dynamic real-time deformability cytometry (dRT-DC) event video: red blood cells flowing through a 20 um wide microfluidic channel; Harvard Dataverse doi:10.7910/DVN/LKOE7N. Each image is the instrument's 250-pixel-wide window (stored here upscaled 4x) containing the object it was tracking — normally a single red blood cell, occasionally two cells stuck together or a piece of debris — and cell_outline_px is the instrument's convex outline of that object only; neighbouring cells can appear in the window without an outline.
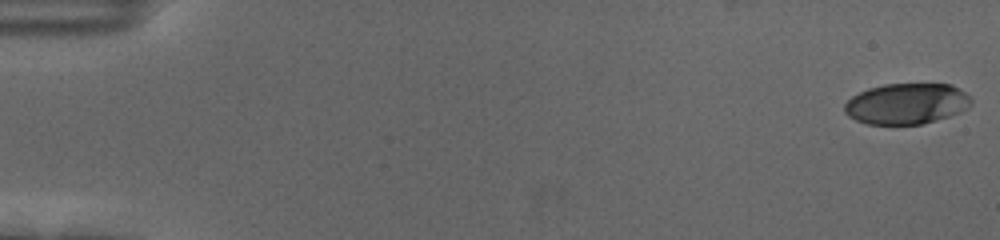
{"species": "human", "species_latin": "Homo sapiens", "temperature_condition": "cold", "stored_images_in_passage": 58, "camera_frame_rate_fps": 3000, "um_per_image_px": 0.085, "donor": {"sex": "female"}, "frame": {"image": 1, "passage_image": 1, "time_ms": 0.0, "image_size_px": [1000, 240], "cell_outline_px": [[972, 104], [968, 108], [960, 112], [936, 120], [920, 124], [868, 124], [856, 120], [848, 116], [844, 112], [844, 104], [852, 96], [868, 88], [884, 84], [952, 84], [964, 92], [972, 100]], "centroid_in_image_um": [77.05, 8.81], "position_along_channel_um": 7.9, "area_um2": 30.11}}
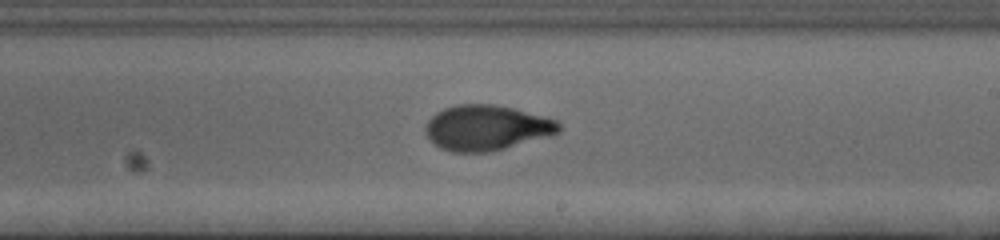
{"frame": {"image": 2, "passage_image": 35, "time_ms": 11.333, "image_size_px": [1000, 240], "cell_outline_px": [[560, 132], [548, 136], [504, 148], [488, 152], [452, 152], [440, 148], [424, 132], [424, 128], [428, 120], [436, 112], [444, 108], [456, 104], [496, 104], [544, 116], [556, 120], [560, 124]], "centroid_in_image_um": [41.33, 10.85], "position_along_channel_um": 247.7, "area_um2": 35.03}}
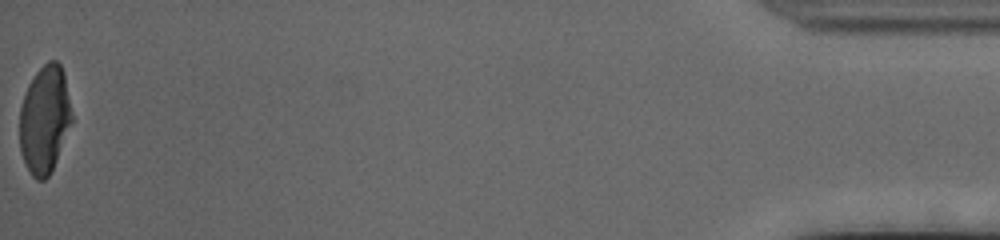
{"frame": {"image": 3, "passage_image": 58, "time_ms": 19.0, "image_size_px": [1000, 240], "cell_outline_px": [[72, 120], [56, 160], [48, 176], [44, 180], [36, 180], [32, 176], [20, 152], [20, 108], [28, 84], [36, 72], [48, 60], [56, 60], [60, 64], [64, 72], [72, 112]], "centroid_in_image_um": [3.79, 10.12], "position_along_channel_um": 431.4, "area_um2": 32.48}, "authors_computed_cell_mechanics": {"area_um2": 33.6685, "velocity_mm_per_s": 3.5672, "shape_relaxation_time_tau1_ms": 4.4385, "shape_relaxation_time_tau2_ms": 1.0881, "deformation_change_tau1": 0.199, "deformation_change_tau2": 0.0606}}